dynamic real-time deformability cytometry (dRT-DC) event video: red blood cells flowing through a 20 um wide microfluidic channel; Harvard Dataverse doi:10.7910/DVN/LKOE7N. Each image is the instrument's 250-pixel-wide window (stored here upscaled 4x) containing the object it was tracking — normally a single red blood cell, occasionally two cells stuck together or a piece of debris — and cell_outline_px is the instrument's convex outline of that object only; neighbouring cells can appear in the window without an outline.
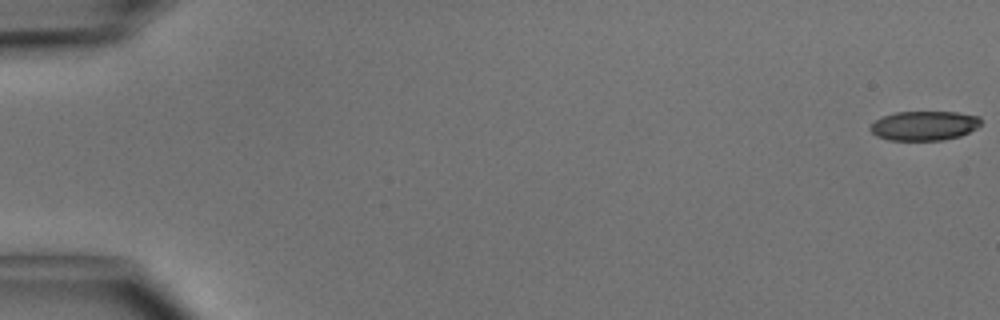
{"species": "common noctule bat (a hibernating species)", "species_latin": "Nyctalus noctula", "temperature_condition": "cold", "stored_images_in_passage": 8, "camera_frame_rate_fps": 3000, "um_per_image_px": 0.085, "animal": {"sex": "male", "body_mass_g": 15.6}, "frame": {"image": 1, "passage_image": 1, "time_ms": 0.0, "image_size_px": [1000, 320], "cell_outline_px": [[980, 124], [976, 128], [960, 136], [944, 140], [888, 140], [876, 136], [868, 128], [876, 120], [884, 116], [896, 112], [956, 112], [980, 116]], "centroid_in_image_um": [78.55, 10.68], "position_along_channel_um": 6.4, "area_um2": 18.9}}